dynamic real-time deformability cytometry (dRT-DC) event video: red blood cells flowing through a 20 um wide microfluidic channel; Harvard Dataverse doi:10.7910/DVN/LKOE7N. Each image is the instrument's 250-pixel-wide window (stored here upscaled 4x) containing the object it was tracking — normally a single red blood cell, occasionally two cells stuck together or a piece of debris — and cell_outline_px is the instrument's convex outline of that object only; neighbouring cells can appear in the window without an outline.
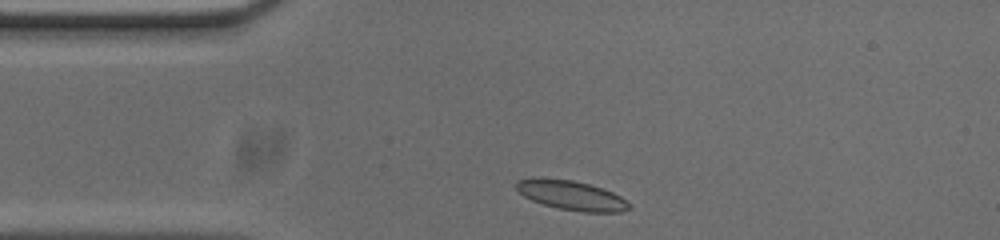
{"species": "common noctule bat (a hibernating species)", "species_latin": "Nyctalus noctula", "temperature_condition": "cold", "stored_images_in_passage": 34, "camera_frame_rate_fps": 3000, "um_per_image_px": 0.085, "animal": {"sex": "male", "body_mass_g": 20.0, "forearm_length_mm": 53.3}, "frame": {"image": 1, "passage_image": 2, "time_ms": 0.333, "image_size_px": [1000, 240], "cell_outline_px": [[632, 208], [620, 212], [584, 212], [560, 208], [544, 204], [532, 200], [524, 196], [516, 188], [516, 180], [536, 176], [540, 176], [572, 180], [588, 184], [612, 192], [620, 196]], "centroid_in_image_um": [48.51, 16.57], "position_along_channel_um": 36.5, "area_um2": 19.31}}
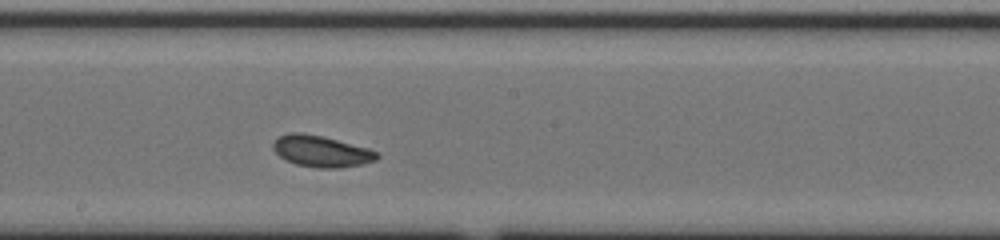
{"frame": {"image": 2, "passage_image": 19, "time_ms": 6.0, "image_size_px": [1000, 240], "cell_outline_px": [[380, 156], [376, 160], [364, 164], [340, 168], [316, 168], [296, 164], [280, 156], [272, 148], [272, 144], [280, 136], [288, 132], [300, 132], [320, 136], [368, 148], [380, 152]], "centroid_in_image_um": [27.34, 12.87], "position_along_channel_um": 220.9, "area_um2": 18.9}}
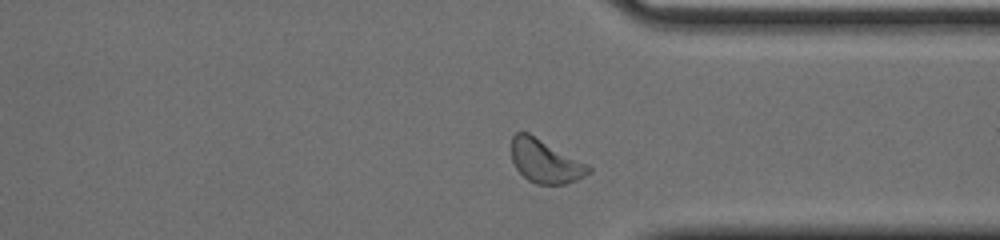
{"frame": {"image": 3, "passage_image": 31, "time_ms": 10.0, "image_size_px": [1000, 240], "cell_outline_px": [[592, 172], [576, 180], [564, 184], [536, 184], [528, 180], [516, 168], [512, 160], [512, 136], [516, 132], [528, 132], [588, 164], [592, 168]], "centroid_in_image_um": [46.36, 13.7], "position_along_channel_um": 365.0, "area_um2": 19.42}, "authors_computed_cell_mechanics": {"area_um2": 18.9006, "velocity_mm_per_s": 3.6645, "shape_relaxation_time_tau1_ms": 1.5929, "shape_relaxation_time_tau2_ms": null, "deformation_change_tau1": 0.0494, "deformation_change_tau2": null}}